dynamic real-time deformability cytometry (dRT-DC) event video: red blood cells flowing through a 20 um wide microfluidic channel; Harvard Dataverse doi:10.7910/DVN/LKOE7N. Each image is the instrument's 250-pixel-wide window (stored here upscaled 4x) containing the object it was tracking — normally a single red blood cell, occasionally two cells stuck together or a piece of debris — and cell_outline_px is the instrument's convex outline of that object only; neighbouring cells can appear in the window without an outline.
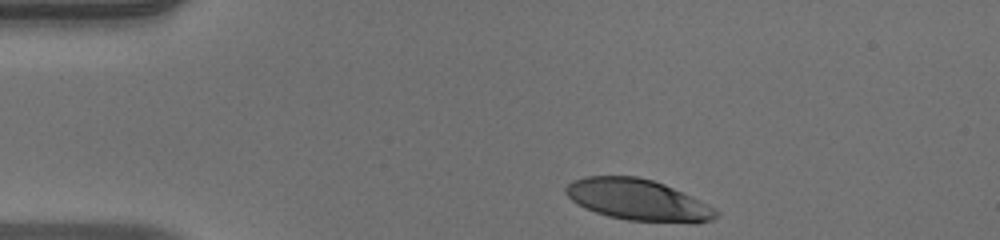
{"species": "human", "species_latin": "Homo sapiens", "temperature_condition": "warm", "stored_images_in_passage": 35, "camera_frame_rate_fps": 3000, "um_per_image_px": 0.085, "donor": {"sex": "male"}, "frame": {"image": 1, "passage_image": 1, "time_ms": 0.0, "image_size_px": [1000, 240], "cell_outline_px": [[720, 212], [712, 220], [696, 224], [692, 224], [628, 220], [608, 216], [584, 208], [572, 200], [564, 192], [564, 188], [572, 180], [584, 176], [636, 176], [652, 180], [664, 184], [708, 204], [716, 208]], "centroid_in_image_um": [54.24, 17.0], "position_along_channel_um": 30.8, "area_um2": 36.36}}
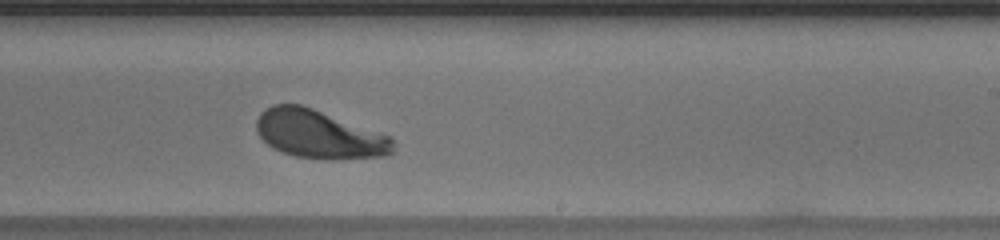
{"frame": {"image": 2, "passage_image": 23, "time_ms": 7.333, "image_size_px": [1000, 240], "cell_outline_px": [[396, 144], [392, 152], [388, 156], [340, 160], [328, 160], [296, 156], [272, 148], [256, 132], [256, 120], [260, 112], [272, 104], [300, 104], [312, 108], [392, 136]], "centroid_in_image_um": [27.16, 11.43], "position_along_channel_um": 261.8, "area_um2": 38.96}}
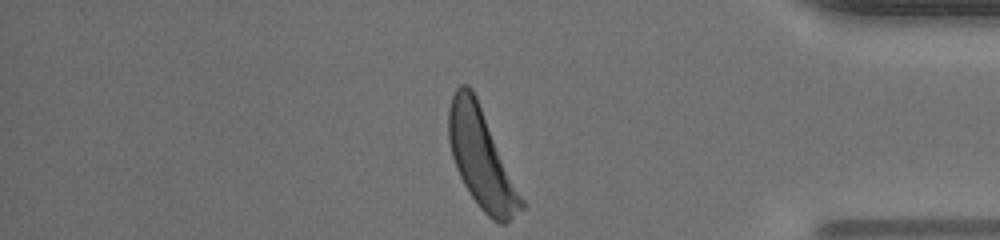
{"frame": {"image": 3, "passage_image": 35, "time_ms": 11.333, "image_size_px": [1000, 240], "cell_outline_px": [[528, 204], [524, 208], [504, 224], [500, 224], [492, 220], [480, 208], [468, 192], [456, 168], [452, 156], [448, 140], [448, 108], [452, 96], [456, 88], [460, 84], [468, 84], [472, 88], [476, 96]], "centroid_in_image_um": [40.95, 13.48], "position_along_channel_um": 394.2, "area_um2": 42.48}, "authors_computed_cell_mechanics": {"area_um2": 38.726, "velocity_mm_per_s": 3.9581, "shape_relaxation_time_tau1_ms": 3.0083, "shape_relaxation_time_tau2_ms": null, "deformation_change_tau1": 0.1925, "deformation_change_tau2": null}}